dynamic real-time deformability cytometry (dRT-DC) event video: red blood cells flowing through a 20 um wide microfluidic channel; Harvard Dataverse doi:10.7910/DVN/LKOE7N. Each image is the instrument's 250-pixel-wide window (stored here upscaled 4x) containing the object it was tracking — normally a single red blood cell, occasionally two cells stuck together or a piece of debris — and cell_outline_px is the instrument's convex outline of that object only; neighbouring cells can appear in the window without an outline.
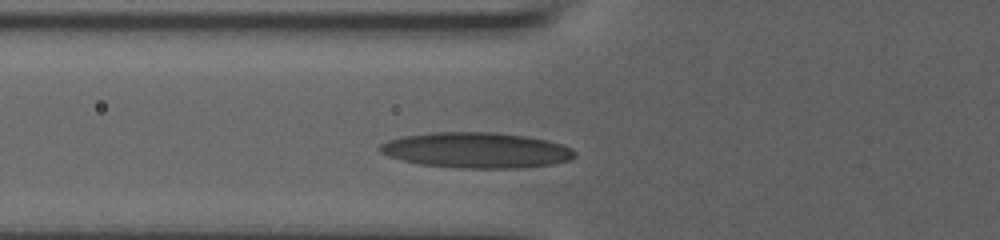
{"species": "human", "species_latin": "Homo sapiens", "temperature_condition": "room temperature", "stored_images_in_passage": 6, "camera_frame_rate_fps": 3000, "um_per_image_px": 0.085, "donor": {"sex": "male"}, "frame": {"image": 1, "passage_image": 4, "time_ms": 1.667, "image_size_px": [1000, 240], "cell_outline_px": [[576, 156], [568, 160], [552, 164], [516, 168], [460, 168], [420, 164], [388, 156], [380, 152], [380, 144], [388, 140], [404, 136], [432, 132], [496, 132], [528, 136], [548, 140], [572, 148], [576, 152]], "centroid_in_image_um": [40.51, 12.76], "position_along_channel_um": 85.3, "area_um2": 40.34}}
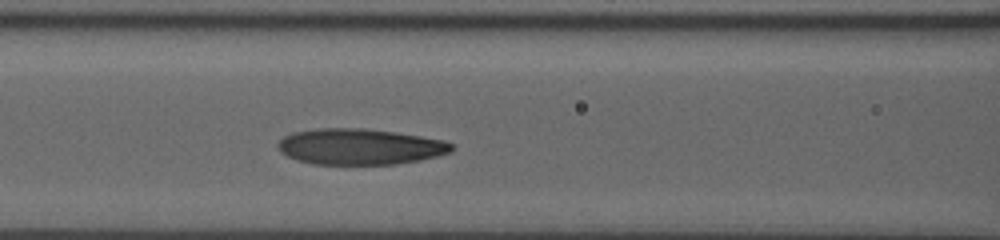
{"frame": {"image": 2, "passage_image": 6, "time_ms": 3.0, "image_size_px": [1000, 240], "cell_outline_px": [[456, 148], [452, 152], [420, 160], [396, 164], [312, 164], [296, 160], [280, 152], [276, 148], [276, 144], [284, 136], [292, 132], [320, 128], [364, 128], [396, 132], [444, 140], [452, 144]], "centroid_in_image_um": [30.57, 12.46], "position_along_channel_um": 136.0, "area_um2": 36.65}}